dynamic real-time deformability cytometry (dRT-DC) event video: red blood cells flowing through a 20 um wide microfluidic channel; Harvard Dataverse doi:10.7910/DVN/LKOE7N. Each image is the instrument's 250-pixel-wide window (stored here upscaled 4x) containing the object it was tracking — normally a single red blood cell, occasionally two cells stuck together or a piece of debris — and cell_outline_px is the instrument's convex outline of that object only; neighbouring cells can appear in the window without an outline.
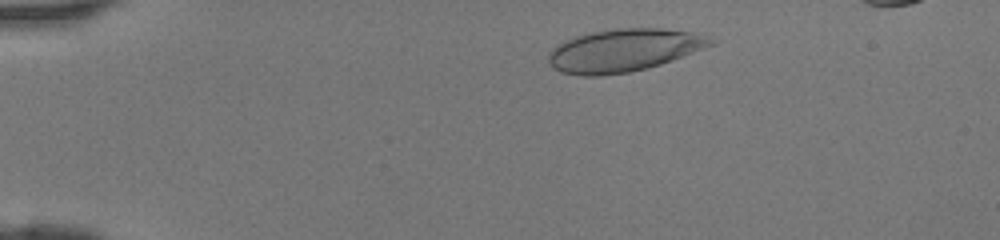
{"species": "human", "species_latin": "Homo sapiens", "temperature_condition": "room temperature", "stored_images_in_passage": 41, "camera_frame_rate_fps": 3000, "um_per_image_px": 0.085, "donor": {"sex": "female"}, "frame": {"image": 1, "passage_image": 4, "time_ms": 1.0, "image_size_px": [1000, 240], "cell_outline_px": [[720, 40], [716, 44], [672, 60], [660, 64], [628, 72], [600, 76], [580, 76], [564, 72], [556, 68], [548, 60], [548, 56], [552, 48], [556, 44], [564, 40], [576, 36], [592, 32], [620, 28], [660, 28], [696, 32]], "centroid_in_image_um": [53.08, 4.26], "position_along_channel_um": 31.9, "area_um2": 40.4}}
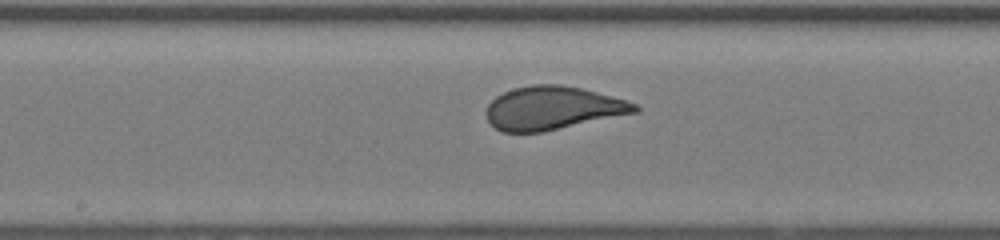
{"frame": {"image": 2, "passage_image": 20, "time_ms": 6.333, "image_size_px": [1000, 240], "cell_outline_px": [[640, 112], [544, 132], [500, 132], [488, 120], [488, 104], [496, 96], [512, 88], [532, 84], [560, 84], [580, 88], [596, 92], [624, 100], [636, 104], [640, 108]], "centroid_in_image_um": [47.0, 9.19], "position_along_channel_um": 201.2, "area_um2": 37.51}}
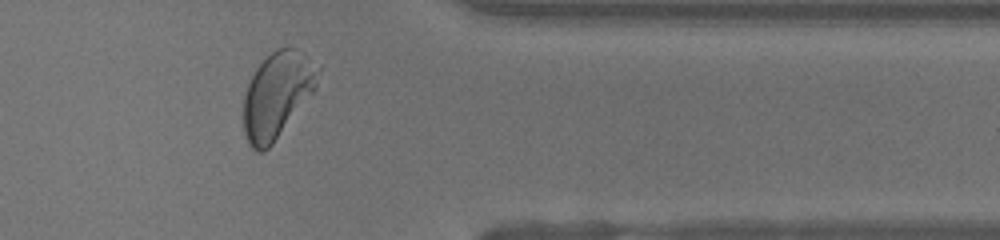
{"frame": {"image": 3, "passage_image": 33, "time_ms": 10.667, "image_size_px": [1000, 240], "cell_outline_px": [[320, 72], [316, 88], [272, 144], [264, 152], [260, 152], [252, 148], [248, 144], [244, 132], [244, 96], [248, 84], [256, 68], [276, 48], [296, 48], [304, 52], [320, 68]], "centroid_in_image_um": [23.56, 8.06], "position_along_channel_um": 387.8, "area_um2": 36.88}}